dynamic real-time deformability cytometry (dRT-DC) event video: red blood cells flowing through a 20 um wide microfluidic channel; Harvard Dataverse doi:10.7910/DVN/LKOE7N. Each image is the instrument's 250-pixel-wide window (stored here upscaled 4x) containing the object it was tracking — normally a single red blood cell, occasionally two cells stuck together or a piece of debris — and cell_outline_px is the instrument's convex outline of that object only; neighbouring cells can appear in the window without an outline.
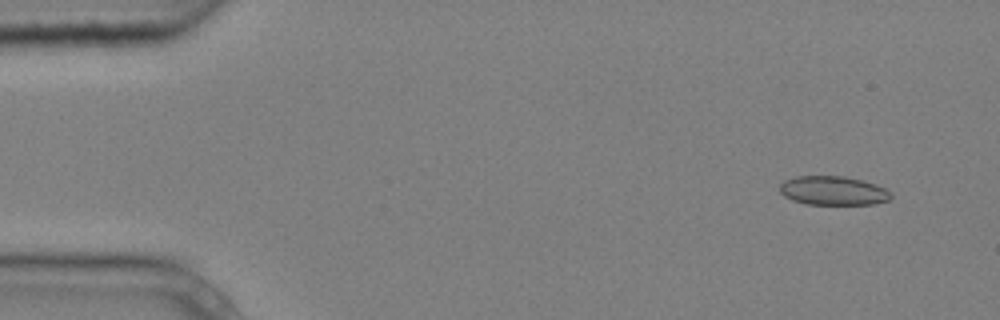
{"species": "common noctule bat (a hibernating species)", "species_latin": "Nyctalus noctula", "temperature_condition": "cold", "stored_images_in_passage": 5, "camera_frame_rate_fps": 3000, "um_per_image_px": 0.085, "animal": {"sex": "male", "body_mass_g": 20.4}, "frame": {"image": 1, "passage_image": 2, "time_ms": 0.333, "image_size_px": [1000, 320], "cell_outline_px": [[892, 196], [888, 200], [872, 204], [808, 204], [792, 200], [784, 196], [780, 192], [780, 184], [784, 180], [796, 176], [844, 176], [864, 180], [876, 184], [884, 188]], "centroid_in_image_um": [70.79, 16.19], "position_along_channel_um": 14.2, "area_um2": 18.73}}
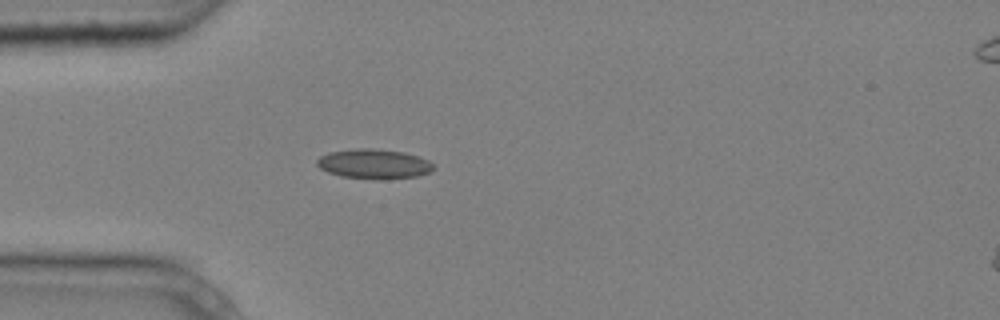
{"frame": {"image": 2, "passage_image": 5, "time_ms": 1.333, "image_size_px": [1000, 320], "cell_outline_px": [[432, 172], [416, 176], [344, 176], [328, 172], [320, 168], [316, 164], [316, 160], [320, 156], [328, 152], [356, 148], [372, 148], [404, 152], [428, 160], [432, 164]], "centroid_in_image_um": [31.73, 13.87], "position_along_channel_um": 53.3, "area_um2": 19.07}}